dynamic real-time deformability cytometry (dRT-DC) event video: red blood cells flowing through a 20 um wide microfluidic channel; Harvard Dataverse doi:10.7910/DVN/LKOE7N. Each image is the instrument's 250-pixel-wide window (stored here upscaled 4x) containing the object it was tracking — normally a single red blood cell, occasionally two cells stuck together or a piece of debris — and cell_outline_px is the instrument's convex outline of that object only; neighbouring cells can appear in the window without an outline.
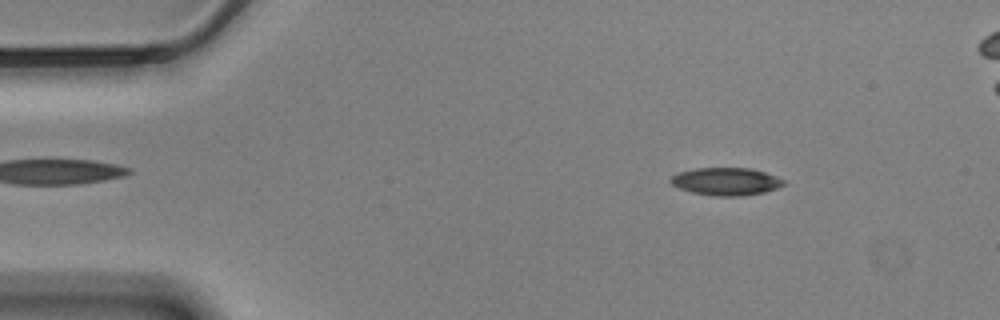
{"species": "Egyptian fruit bat (a non-hibernating species)", "species_latin": "Rousettus aegyptiacus", "temperature_condition": "cold", "stored_images_in_passage": 57, "camera_frame_rate_fps": 3000, "um_per_image_px": 0.085, "animal": {"sex": "male"}, "frame": {"image": 1, "passage_image": 7, "time_ms": 2.0, "image_size_px": [1000, 320], "cell_outline_px": [[784, 184], [776, 188], [764, 192], [740, 196], [712, 196], [692, 192], [680, 188], [672, 184], [668, 180], [676, 172], [696, 168], [752, 168], [776, 176], [784, 180]], "centroid_in_image_um": [61.68, 15.42], "position_along_channel_um": 23.3, "area_um2": 18.21}}
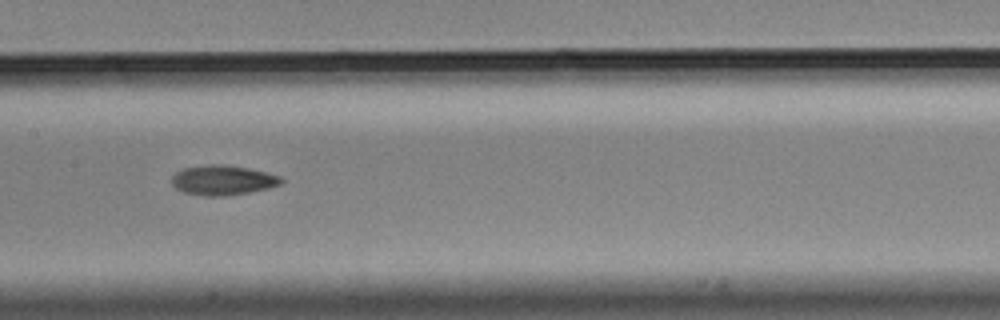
{"frame": {"image": 2, "passage_image": 27, "time_ms": 8.667, "image_size_px": [1000, 320], "cell_outline_px": [[284, 180], [280, 184], [268, 188], [248, 192], [224, 196], [204, 196], [184, 192], [176, 188], [172, 184], [172, 176], [176, 172], [184, 168], [208, 164], [224, 164], [248, 168], [280, 176]], "centroid_in_image_um": [18.92, 15.31], "position_along_channel_um": 188.5, "area_um2": 18.9}}
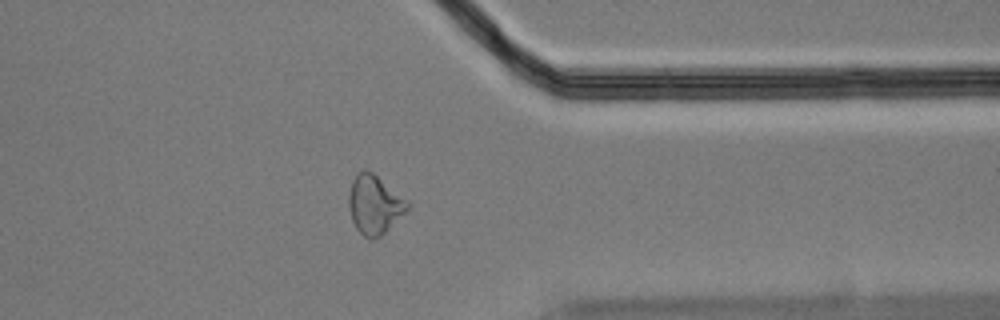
{"frame": {"image": 3, "passage_image": 44, "time_ms": 14.333, "image_size_px": [1000, 320], "cell_outline_px": [[412, 204], [380, 236], [372, 240], [368, 240], [356, 228], [352, 220], [348, 204], [348, 196], [352, 180], [356, 172], [364, 168], [372, 172], [408, 200]], "centroid_in_image_um": [31.8, 17.36], "position_along_channel_um": 379.6, "area_um2": 20.06}, "authors_computed_cell_mechanics": {"area_um2": 18.6694, "velocity_mm_per_s": 3.5102, "shape_relaxation_time_tau1_ms": null, "shape_relaxation_time_tau2_ms": 6.531, "deformation_change_tau1": null, "deformation_change_tau2": 0.1402}}